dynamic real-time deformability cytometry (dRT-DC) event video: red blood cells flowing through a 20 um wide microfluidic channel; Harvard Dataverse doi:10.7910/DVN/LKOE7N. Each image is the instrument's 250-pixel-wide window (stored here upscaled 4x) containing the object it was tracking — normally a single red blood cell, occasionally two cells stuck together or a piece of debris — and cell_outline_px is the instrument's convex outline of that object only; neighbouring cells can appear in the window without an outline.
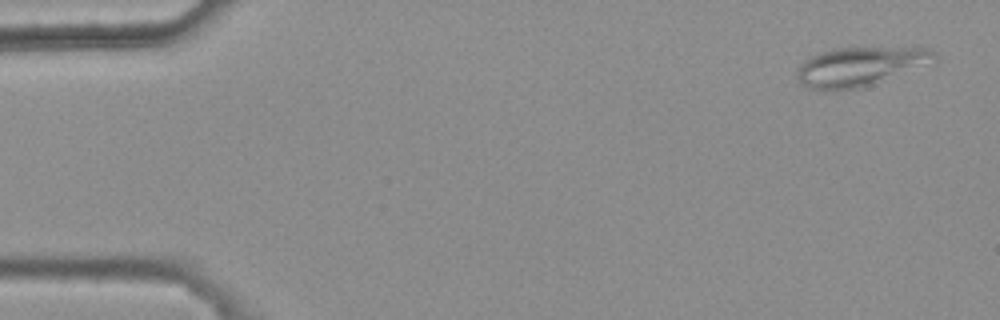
{"species": "common noctule bat (a hibernating species)", "species_latin": "Nyctalus noctula", "temperature_condition": "warm", "stored_images_in_passage": 9, "camera_frame_rate_fps": 3000, "um_per_image_px": 0.085, "animal": {"sex": "female", "body_mass_g": 25.1}, "frame": {"image": 1, "passage_image": 1, "time_ms": 0.0, "image_size_px": [1000, 320], "cell_outline_px": [[936, 56], [872, 84], [860, 88], [832, 92], [808, 88], [796, 76], [796, 72], [800, 64], [808, 56], [832, 48], [856, 44], [928, 48], [936, 52]], "centroid_in_image_um": [72.91, 5.59], "position_along_channel_um": 12.1, "area_um2": 31.5}}
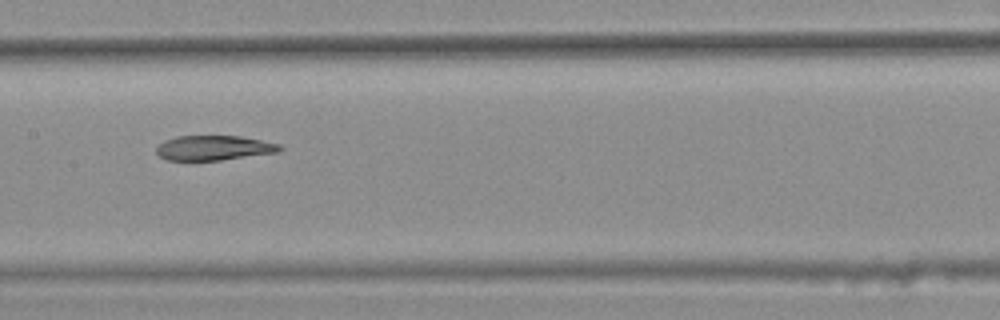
{"frame": {"image": 2, "passage_image": 8, "time_ms": 2.333, "image_size_px": [1000, 320], "cell_outline_px": [[284, 148], [280, 152], [220, 160], [164, 160], [156, 152], [156, 148], [164, 140], [176, 136], [240, 136], [280, 144]], "centroid_in_image_um": [18.19, 12.57], "position_along_channel_um": 189.2, "area_um2": 17.86}}
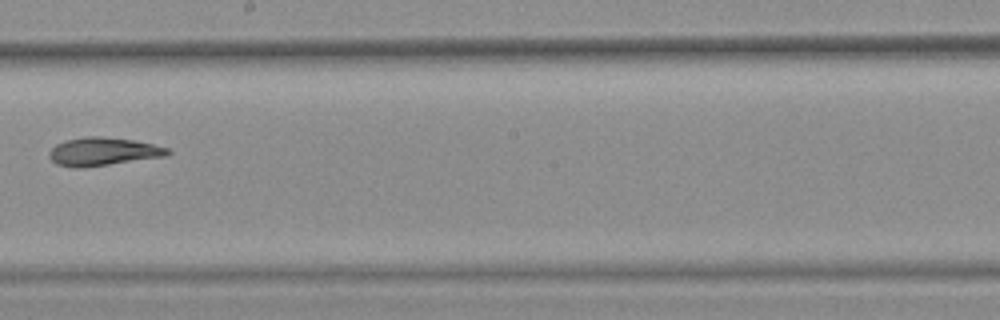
{"frame": {"image": 3, "passage_image": 9, "time_ms": 2.667, "image_size_px": [1000, 320], "cell_outline_px": [[172, 152], [168, 156], [84, 168], [72, 168], [56, 164], [48, 156], [48, 152], [56, 144], [64, 140], [84, 136], [100, 136], [132, 140], [152, 144], [168, 148]], "centroid_in_image_um": [8.74, 12.89], "position_along_channel_um": 239.5, "area_um2": 19.71}}